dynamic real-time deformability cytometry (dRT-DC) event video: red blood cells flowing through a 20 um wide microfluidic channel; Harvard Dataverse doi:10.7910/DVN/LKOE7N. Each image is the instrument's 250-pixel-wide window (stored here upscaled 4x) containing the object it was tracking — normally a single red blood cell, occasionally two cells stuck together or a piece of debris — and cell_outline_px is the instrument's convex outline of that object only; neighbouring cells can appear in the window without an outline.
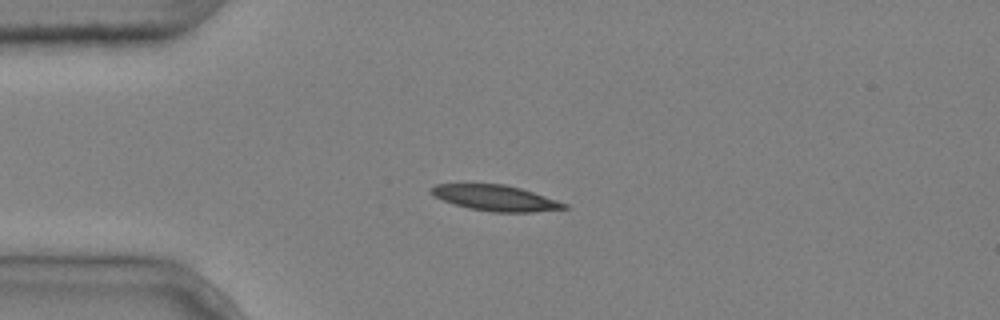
{"species": "common noctule bat (a hibernating species)", "species_latin": "Nyctalus noctula", "temperature_condition": "cold", "stored_images_in_passage": 7, "camera_frame_rate_fps": 3000, "um_per_image_px": 0.085, "animal": {"sex": "male", "body_mass_g": 20.4}, "frame": {"image": 1, "passage_image": 3, "time_ms": 0.667, "image_size_px": [1000, 320], "cell_outline_px": [[568, 208], [532, 212], [492, 212], [468, 208], [444, 200], [428, 192], [428, 188], [436, 184], [504, 184], [520, 188], [568, 204]], "centroid_in_image_um": [42.09, 16.82], "position_along_channel_um": 42.9, "area_um2": 19.71}}